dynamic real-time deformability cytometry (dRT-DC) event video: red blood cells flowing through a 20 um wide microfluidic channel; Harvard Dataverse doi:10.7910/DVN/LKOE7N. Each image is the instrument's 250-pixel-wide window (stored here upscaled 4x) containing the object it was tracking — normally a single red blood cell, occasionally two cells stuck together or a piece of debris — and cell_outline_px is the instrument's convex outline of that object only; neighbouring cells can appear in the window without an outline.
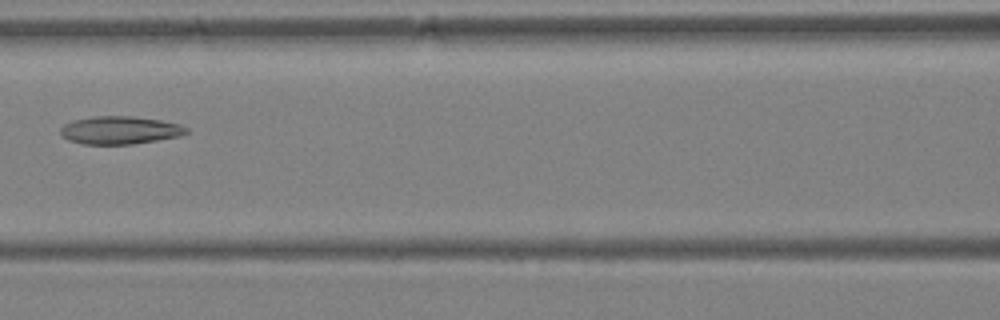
{"species": "Egyptian fruit bat (a non-hibernating species)", "species_latin": "Rousettus aegyptiacus", "temperature_condition": "warm", "stored_images_in_passage": 29, "camera_frame_rate_fps": 3000, "um_per_image_px": 0.085, "animal": {"sex": "female"}, "frame": {"image": 1, "passage_image": 7, "time_ms": 2.0, "image_size_px": [1000, 320], "cell_outline_px": [[188, 132], [180, 136], [132, 144], [84, 144], [68, 140], [60, 132], [60, 128], [64, 124], [76, 120], [92, 116], [132, 116], [160, 120], [180, 124], [188, 128]], "centroid_in_image_um": [10.2, 11.06], "position_along_channel_um": 156.4, "area_um2": 20.35}}
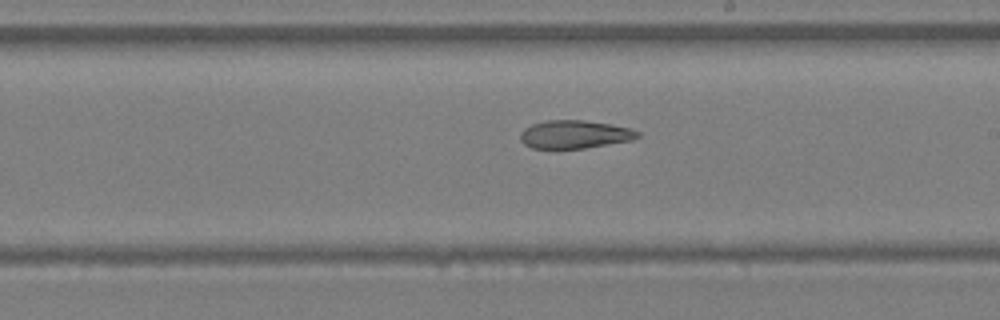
{"frame": {"image": 2, "passage_image": 12, "time_ms": 3.667, "image_size_px": [1000, 320], "cell_outline_px": [[640, 136], [632, 140], [584, 148], [532, 148], [524, 144], [520, 140], [520, 132], [524, 128], [532, 124], [544, 120], [584, 120], [632, 128], [640, 132]], "centroid_in_image_um": [48.83, 11.41], "position_along_channel_um": 240.2, "area_um2": 19.25}}
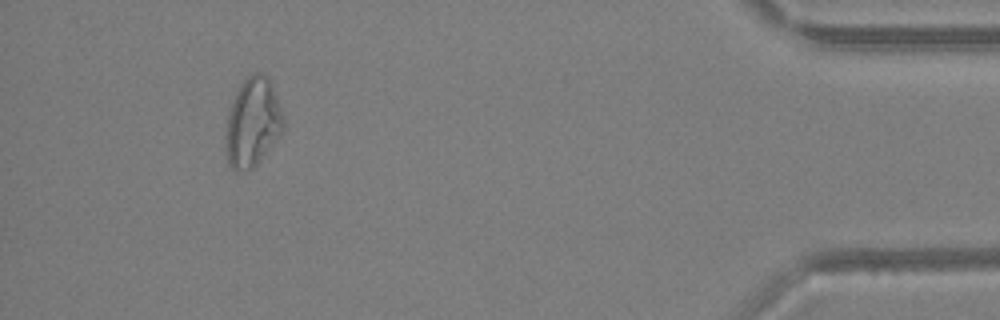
{"frame": {"image": 3, "passage_image": 26, "time_ms": 8.333, "image_size_px": [1000, 320], "cell_outline_px": [[284, 132], [256, 164], [252, 168], [244, 172], [236, 172], [228, 164], [224, 144], [224, 140], [228, 112], [232, 100], [240, 84], [248, 76], [256, 72], [260, 72], [268, 76], [272, 84], [284, 116]], "centroid_in_image_um": [21.47, 10.42], "position_along_channel_um": 413.7, "area_um2": 30.4}}